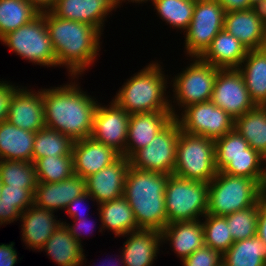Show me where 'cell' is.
<instances>
[{"label": "cell", "instance_id": "cell-26", "mask_svg": "<svg viewBox=\"0 0 266 266\" xmlns=\"http://www.w3.org/2000/svg\"><path fill=\"white\" fill-rule=\"evenodd\" d=\"M43 249L58 266H82L83 262L86 263L83 245L72 237L64 221L39 251Z\"/></svg>", "mask_w": 266, "mask_h": 266}, {"label": "cell", "instance_id": "cell-5", "mask_svg": "<svg viewBox=\"0 0 266 266\" xmlns=\"http://www.w3.org/2000/svg\"><path fill=\"white\" fill-rule=\"evenodd\" d=\"M260 200L254 179L217 172L208 183L207 214L225 216L254 206Z\"/></svg>", "mask_w": 266, "mask_h": 266}, {"label": "cell", "instance_id": "cell-55", "mask_svg": "<svg viewBox=\"0 0 266 266\" xmlns=\"http://www.w3.org/2000/svg\"><path fill=\"white\" fill-rule=\"evenodd\" d=\"M261 9L264 11V13L266 14V0L264 2V5L261 7Z\"/></svg>", "mask_w": 266, "mask_h": 266}, {"label": "cell", "instance_id": "cell-24", "mask_svg": "<svg viewBox=\"0 0 266 266\" xmlns=\"http://www.w3.org/2000/svg\"><path fill=\"white\" fill-rule=\"evenodd\" d=\"M161 237L182 261L204 245L203 224L201 220L172 222L161 231Z\"/></svg>", "mask_w": 266, "mask_h": 266}, {"label": "cell", "instance_id": "cell-53", "mask_svg": "<svg viewBox=\"0 0 266 266\" xmlns=\"http://www.w3.org/2000/svg\"><path fill=\"white\" fill-rule=\"evenodd\" d=\"M117 260H118V261H117L116 263H114L115 261L112 262V263H114V264H112V263L110 262V261H111V260H110V261H108L107 265H105V263H104V264L101 265V266H104V265H105V266H112V265H113V266H124V264H123L124 262H123L122 256L120 257V260H119V259H117ZM105 261H106V260H105ZM106 262H107V261H106ZM117 263H118V264H117ZM120 263H121V264H120ZM111 264H112V265H111Z\"/></svg>", "mask_w": 266, "mask_h": 266}, {"label": "cell", "instance_id": "cell-50", "mask_svg": "<svg viewBox=\"0 0 266 266\" xmlns=\"http://www.w3.org/2000/svg\"><path fill=\"white\" fill-rule=\"evenodd\" d=\"M259 194L260 199L266 201V157L263 158L262 175L259 181Z\"/></svg>", "mask_w": 266, "mask_h": 266}, {"label": "cell", "instance_id": "cell-17", "mask_svg": "<svg viewBox=\"0 0 266 266\" xmlns=\"http://www.w3.org/2000/svg\"><path fill=\"white\" fill-rule=\"evenodd\" d=\"M118 7L117 0H57L50 12L63 19L90 24L102 33L105 18Z\"/></svg>", "mask_w": 266, "mask_h": 266}, {"label": "cell", "instance_id": "cell-18", "mask_svg": "<svg viewBox=\"0 0 266 266\" xmlns=\"http://www.w3.org/2000/svg\"><path fill=\"white\" fill-rule=\"evenodd\" d=\"M266 14L259 7L225 13L224 30L248 50L259 49L263 39Z\"/></svg>", "mask_w": 266, "mask_h": 266}, {"label": "cell", "instance_id": "cell-15", "mask_svg": "<svg viewBox=\"0 0 266 266\" xmlns=\"http://www.w3.org/2000/svg\"><path fill=\"white\" fill-rule=\"evenodd\" d=\"M7 121L31 132L46 127L42 89L36 92L27 87L18 88L10 101Z\"/></svg>", "mask_w": 266, "mask_h": 266}, {"label": "cell", "instance_id": "cell-36", "mask_svg": "<svg viewBox=\"0 0 266 266\" xmlns=\"http://www.w3.org/2000/svg\"><path fill=\"white\" fill-rule=\"evenodd\" d=\"M262 155L215 157L217 172L254 179L258 184L262 175Z\"/></svg>", "mask_w": 266, "mask_h": 266}, {"label": "cell", "instance_id": "cell-23", "mask_svg": "<svg viewBox=\"0 0 266 266\" xmlns=\"http://www.w3.org/2000/svg\"><path fill=\"white\" fill-rule=\"evenodd\" d=\"M53 211L35 206L34 204L22 212V240L32 250H40L57 227L63 223L56 220Z\"/></svg>", "mask_w": 266, "mask_h": 266}, {"label": "cell", "instance_id": "cell-8", "mask_svg": "<svg viewBox=\"0 0 266 266\" xmlns=\"http://www.w3.org/2000/svg\"><path fill=\"white\" fill-rule=\"evenodd\" d=\"M13 53L40 66L57 67L50 35L46 26V12L31 22L9 32L0 39Z\"/></svg>", "mask_w": 266, "mask_h": 266}, {"label": "cell", "instance_id": "cell-16", "mask_svg": "<svg viewBox=\"0 0 266 266\" xmlns=\"http://www.w3.org/2000/svg\"><path fill=\"white\" fill-rule=\"evenodd\" d=\"M129 168V159L121 155L111 165L85 178L86 192L97 205L123 196Z\"/></svg>", "mask_w": 266, "mask_h": 266}, {"label": "cell", "instance_id": "cell-22", "mask_svg": "<svg viewBox=\"0 0 266 266\" xmlns=\"http://www.w3.org/2000/svg\"><path fill=\"white\" fill-rule=\"evenodd\" d=\"M121 251L124 266H152L162 243L161 231L139 229L129 232Z\"/></svg>", "mask_w": 266, "mask_h": 266}, {"label": "cell", "instance_id": "cell-52", "mask_svg": "<svg viewBox=\"0 0 266 266\" xmlns=\"http://www.w3.org/2000/svg\"><path fill=\"white\" fill-rule=\"evenodd\" d=\"M253 7L261 8L264 5L265 0H249Z\"/></svg>", "mask_w": 266, "mask_h": 266}, {"label": "cell", "instance_id": "cell-56", "mask_svg": "<svg viewBox=\"0 0 266 266\" xmlns=\"http://www.w3.org/2000/svg\"><path fill=\"white\" fill-rule=\"evenodd\" d=\"M2 181H1V179H0V192H1V188H2ZM0 195H1V193H0Z\"/></svg>", "mask_w": 266, "mask_h": 266}, {"label": "cell", "instance_id": "cell-12", "mask_svg": "<svg viewBox=\"0 0 266 266\" xmlns=\"http://www.w3.org/2000/svg\"><path fill=\"white\" fill-rule=\"evenodd\" d=\"M181 113L175 119L188 134L215 140L234 129V119L212 101L189 105Z\"/></svg>", "mask_w": 266, "mask_h": 266}, {"label": "cell", "instance_id": "cell-35", "mask_svg": "<svg viewBox=\"0 0 266 266\" xmlns=\"http://www.w3.org/2000/svg\"><path fill=\"white\" fill-rule=\"evenodd\" d=\"M158 16L172 28L185 32L193 17L195 0H152Z\"/></svg>", "mask_w": 266, "mask_h": 266}, {"label": "cell", "instance_id": "cell-47", "mask_svg": "<svg viewBox=\"0 0 266 266\" xmlns=\"http://www.w3.org/2000/svg\"><path fill=\"white\" fill-rule=\"evenodd\" d=\"M257 236L263 240L266 245V201L259 200V216L257 223Z\"/></svg>", "mask_w": 266, "mask_h": 266}, {"label": "cell", "instance_id": "cell-57", "mask_svg": "<svg viewBox=\"0 0 266 266\" xmlns=\"http://www.w3.org/2000/svg\"><path fill=\"white\" fill-rule=\"evenodd\" d=\"M218 266H226V265L222 262Z\"/></svg>", "mask_w": 266, "mask_h": 266}, {"label": "cell", "instance_id": "cell-31", "mask_svg": "<svg viewBox=\"0 0 266 266\" xmlns=\"http://www.w3.org/2000/svg\"><path fill=\"white\" fill-rule=\"evenodd\" d=\"M226 266H266V245L257 235L234 242L222 255Z\"/></svg>", "mask_w": 266, "mask_h": 266}, {"label": "cell", "instance_id": "cell-41", "mask_svg": "<svg viewBox=\"0 0 266 266\" xmlns=\"http://www.w3.org/2000/svg\"><path fill=\"white\" fill-rule=\"evenodd\" d=\"M215 141V157H239L261 155L251 148L245 138L235 129Z\"/></svg>", "mask_w": 266, "mask_h": 266}, {"label": "cell", "instance_id": "cell-6", "mask_svg": "<svg viewBox=\"0 0 266 266\" xmlns=\"http://www.w3.org/2000/svg\"><path fill=\"white\" fill-rule=\"evenodd\" d=\"M214 152V139L180 130L172 175L209 183L217 174Z\"/></svg>", "mask_w": 266, "mask_h": 266}, {"label": "cell", "instance_id": "cell-33", "mask_svg": "<svg viewBox=\"0 0 266 266\" xmlns=\"http://www.w3.org/2000/svg\"><path fill=\"white\" fill-rule=\"evenodd\" d=\"M74 141L65 134L44 127L35 132L32 163L37 159L65 156L72 153Z\"/></svg>", "mask_w": 266, "mask_h": 266}, {"label": "cell", "instance_id": "cell-38", "mask_svg": "<svg viewBox=\"0 0 266 266\" xmlns=\"http://www.w3.org/2000/svg\"><path fill=\"white\" fill-rule=\"evenodd\" d=\"M0 179L10 187H26L33 193L37 186L34 163L15 160L0 161Z\"/></svg>", "mask_w": 266, "mask_h": 266}, {"label": "cell", "instance_id": "cell-30", "mask_svg": "<svg viewBox=\"0 0 266 266\" xmlns=\"http://www.w3.org/2000/svg\"><path fill=\"white\" fill-rule=\"evenodd\" d=\"M234 129L249 146L266 157V106H256L234 120Z\"/></svg>", "mask_w": 266, "mask_h": 266}, {"label": "cell", "instance_id": "cell-29", "mask_svg": "<svg viewBox=\"0 0 266 266\" xmlns=\"http://www.w3.org/2000/svg\"><path fill=\"white\" fill-rule=\"evenodd\" d=\"M238 70L255 105L266 106V54L260 49L249 50Z\"/></svg>", "mask_w": 266, "mask_h": 266}, {"label": "cell", "instance_id": "cell-43", "mask_svg": "<svg viewBox=\"0 0 266 266\" xmlns=\"http://www.w3.org/2000/svg\"><path fill=\"white\" fill-rule=\"evenodd\" d=\"M18 88L7 81H0V123L7 121L10 101Z\"/></svg>", "mask_w": 266, "mask_h": 266}, {"label": "cell", "instance_id": "cell-45", "mask_svg": "<svg viewBox=\"0 0 266 266\" xmlns=\"http://www.w3.org/2000/svg\"><path fill=\"white\" fill-rule=\"evenodd\" d=\"M14 242L0 245V266H14L17 263V252Z\"/></svg>", "mask_w": 266, "mask_h": 266}, {"label": "cell", "instance_id": "cell-14", "mask_svg": "<svg viewBox=\"0 0 266 266\" xmlns=\"http://www.w3.org/2000/svg\"><path fill=\"white\" fill-rule=\"evenodd\" d=\"M111 104H98L93 122L91 137L124 156L130 114L113 100Z\"/></svg>", "mask_w": 266, "mask_h": 266}, {"label": "cell", "instance_id": "cell-46", "mask_svg": "<svg viewBox=\"0 0 266 266\" xmlns=\"http://www.w3.org/2000/svg\"><path fill=\"white\" fill-rule=\"evenodd\" d=\"M86 199H90V200L94 201V199L87 192H85V193L81 194L80 196H78L77 198H74L67 205L65 210H66V213L69 215V218H72V217H83L85 215V214H83V216H81L82 212H79V211H80V205L82 204V202L84 203V201ZM82 210H84V209H82Z\"/></svg>", "mask_w": 266, "mask_h": 266}, {"label": "cell", "instance_id": "cell-34", "mask_svg": "<svg viewBox=\"0 0 266 266\" xmlns=\"http://www.w3.org/2000/svg\"><path fill=\"white\" fill-rule=\"evenodd\" d=\"M39 14L27 0H0V39Z\"/></svg>", "mask_w": 266, "mask_h": 266}, {"label": "cell", "instance_id": "cell-3", "mask_svg": "<svg viewBox=\"0 0 266 266\" xmlns=\"http://www.w3.org/2000/svg\"><path fill=\"white\" fill-rule=\"evenodd\" d=\"M169 176L130 166L123 196L131 206L140 229L162 231L167 225L164 194Z\"/></svg>", "mask_w": 266, "mask_h": 266}, {"label": "cell", "instance_id": "cell-48", "mask_svg": "<svg viewBox=\"0 0 266 266\" xmlns=\"http://www.w3.org/2000/svg\"><path fill=\"white\" fill-rule=\"evenodd\" d=\"M225 12L252 8L249 0H217Z\"/></svg>", "mask_w": 266, "mask_h": 266}, {"label": "cell", "instance_id": "cell-11", "mask_svg": "<svg viewBox=\"0 0 266 266\" xmlns=\"http://www.w3.org/2000/svg\"><path fill=\"white\" fill-rule=\"evenodd\" d=\"M180 130L179 123L174 118L146 147L129 158L130 166L143 171L172 175Z\"/></svg>", "mask_w": 266, "mask_h": 266}, {"label": "cell", "instance_id": "cell-27", "mask_svg": "<svg viewBox=\"0 0 266 266\" xmlns=\"http://www.w3.org/2000/svg\"><path fill=\"white\" fill-rule=\"evenodd\" d=\"M35 132L18 128L8 121L0 123V161L32 162Z\"/></svg>", "mask_w": 266, "mask_h": 266}, {"label": "cell", "instance_id": "cell-44", "mask_svg": "<svg viewBox=\"0 0 266 266\" xmlns=\"http://www.w3.org/2000/svg\"><path fill=\"white\" fill-rule=\"evenodd\" d=\"M74 220H73V222H74V224H72V225H70V224H67L66 222L64 223L65 224V226L68 228V230H69V232H70V234L72 235V237L77 241V242H79L80 244L82 243L81 241V236H82V233H81V231H83V232H87V231H89V230H92L93 231V227H94V225H93V223H92V225H91V223H88V220H87V218L85 219V217L83 218V217H72ZM93 226V227H92ZM90 228V229H89ZM81 230V231H80ZM92 231L89 233V234H91L92 233ZM85 232V233H86ZM84 234V233H83ZM87 236V235H86Z\"/></svg>", "mask_w": 266, "mask_h": 266}, {"label": "cell", "instance_id": "cell-19", "mask_svg": "<svg viewBox=\"0 0 266 266\" xmlns=\"http://www.w3.org/2000/svg\"><path fill=\"white\" fill-rule=\"evenodd\" d=\"M173 119L172 113L166 111L131 114L124 156L129 159L136 151L146 147Z\"/></svg>", "mask_w": 266, "mask_h": 266}, {"label": "cell", "instance_id": "cell-9", "mask_svg": "<svg viewBox=\"0 0 266 266\" xmlns=\"http://www.w3.org/2000/svg\"><path fill=\"white\" fill-rule=\"evenodd\" d=\"M225 10L217 0H195L193 17L185 31L187 57H200L223 30Z\"/></svg>", "mask_w": 266, "mask_h": 266}, {"label": "cell", "instance_id": "cell-32", "mask_svg": "<svg viewBox=\"0 0 266 266\" xmlns=\"http://www.w3.org/2000/svg\"><path fill=\"white\" fill-rule=\"evenodd\" d=\"M0 195V225L20 219L22 212L33 205V192L26 187L2 185Z\"/></svg>", "mask_w": 266, "mask_h": 266}, {"label": "cell", "instance_id": "cell-25", "mask_svg": "<svg viewBox=\"0 0 266 266\" xmlns=\"http://www.w3.org/2000/svg\"><path fill=\"white\" fill-rule=\"evenodd\" d=\"M248 51L246 46L223 29L199 58L219 69H238Z\"/></svg>", "mask_w": 266, "mask_h": 266}, {"label": "cell", "instance_id": "cell-39", "mask_svg": "<svg viewBox=\"0 0 266 266\" xmlns=\"http://www.w3.org/2000/svg\"><path fill=\"white\" fill-rule=\"evenodd\" d=\"M203 220L204 245L219 251L222 255L234 243L225 216L206 214Z\"/></svg>", "mask_w": 266, "mask_h": 266}, {"label": "cell", "instance_id": "cell-40", "mask_svg": "<svg viewBox=\"0 0 266 266\" xmlns=\"http://www.w3.org/2000/svg\"><path fill=\"white\" fill-rule=\"evenodd\" d=\"M259 201L245 210L226 215V221L234 242L257 235Z\"/></svg>", "mask_w": 266, "mask_h": 266}, {"label": "cell", "instance_id": "cell-51", "mask_svg": "<svg viewBox=\"0 0 266 266\" xmlns=\"http://www.w3.org/2000/svg\"><path fill=\"white\" fill-rule=\"evenodd\" d=\"M264 54H266V21H265V25H264V32H263V39H262V43L261 46L259 48Z\"/></svg>", "mask_w": 266, "mask_h": 266}, {"label": "cell", "instance_id": "cell-1", "mask_svg": "<svg viewBox=\"0 0 266 266\" xmlns=\"http://www.w3.org/2000/svg\"><path fill=\"white\" fill-rule=\"evenodd\" d=\"M42 93L47 128L65 134L73 141L91 137L99 104L96 98L82 91L75 80L60 87L42 89Z\"/></svg>", "mask_w": 266, "mask_h": 266}, {"label": "cell", "instance_id": "cell-10", "mask_svg": "<svg viewBox=\"0 0 266 266\" xmlns=\"http://www.w3.org/2000/svg\"><path fill=\"white\" fill-rule=\"evenodd\" d=\"M192 63L173 78V103L179 108L211 101L214 82L219 68L193 57ZM176 100V101H175Z\"/></svg>", "mask_w": 266, "mask_h": 266}, {"label": "cell", "instance_id": "cell-49", "mask_svg": "<svg viewBox=\"0 0 266 266\" xmlns=\"http://www.w3.org/2000/svg\"><path fill=\"white\" fill-rule=\"evenodd\" d=\"M39 13L50 11L57 0H27Z\"/></svg>", "mask_w": 266, "mask_h": 266}, {"label": "cell", "instance_id": "cell-37", "mask_svg": "<svg viewBox=\"0 0 266 266\" xmlns=\"http://www.w3.org/2000/svg\"><path fill=\"white\" fill-rule=\"evenodd\" d=\"M37 182L57 183L74 175L73 154L48 156L34 162Z\"/></svg>", "mask_w": 266, "mask_h": 266}, {"label": "cell", "instance_id": "cell-54", "mask_svg": "<svg viewBox=\"0 0 266 266\" xmlns=\"http://www.w3.org/2000/svg\"><path fill=\"white\" fill-rule=\"evenodd\" d=\"M118 1V4H119V6L120 5H122L121 3L124 1H126V0H117ZM128 2H132V3H138V4H140V3H145V2H147V1H152V0H127Z\"/></svg>", "mask_w": 266, "mask_h": 266}, {"label": "cell", "instance_id": "cell-28", "mask_svg": "<svg viewBox=\"0 0 266 266\" xmlns=\"http://www.w3.org/2000/svg\"><path fill=\"white\" fill-rule=\"evenodd\" d=\"M98 207L101 222L100 232L108 229L115 234V237H120V235L122 237L129 232L140 229L134 212L124 196L100 203Z\"/></svg>", "mask_w": 266, "mask_h": 266}, {"label": "cell", "instance_id": "cell-42", "mask_svg": "<svg viewBox=\"0 0 266 266\" xmlns=\"http://www.w3.org/2000/svg\"><path fill=\"white\" fill-rule=\"evenodd\" d=\"M183 266H218L222 263V254L209 246L203 245L182 260Z\"/></svg>", "mask_w": 266, "mask_h": 266}, {"label": "cell", "instance_id": "cell-13", "mask_svg": "<svg viewBox=\"0 0 266 266\" xmlns=\"http://www.w3.org/2000/svg\"><path fill=\"white\" fill-rule=\"evenodd\" d=\"M211 101L234 120L256 107L250 98L243 75L238 69H220Z\"/></svg>", "mask_w": 266, "mask_h": 266}, {"label": "cell", "instance_id": "cell-4", "mask_svg": "<svg viewBox=\"0 0 266 266\" xmlns=\"http://www.w3.org/2000/svg\"><path fill=\"white\" fill-rule=\"evenodd\" d=\"M162 70L158 62L152 61L127 79L113 101L130 115L166 111L171 112L175 118L177 112L172 101L167 98L168 81Z\"/></svg>", "mask_w": 266, "mask_h": 266}, {"label": "cell", "instance_id": "cell-20", "mask_svg": "<svg viewBox=\"0 0 266 266\" xmlns=\"http://www.w3.org/2000/svg\"><path fill=\"white\" fill-rule=\"evenodd\" d=\"M72 154L74 174L83 179L111 165L121 156L113 148L92 137L74 141Z\"/></svg>", "mask_w": 266, "mask_h": 266}, {"label": "cell", "instance_id": "cell-7", "mask_svg": "<svg viewBox=\"0 0 266 266\" xmlns=\"http://www.w3.org/2000/svg\"><path fill=\"white\" fill-rule=\"evenodd\" d=\"M164 195L167 224L200 220L207 214L208 183L170 175Z\"/></svg>", "mask_w": 266, "mask_h": 266}, {"label": "cell", "instance_id": "cell-2", "mask_svg": "<svg viewBox=\"0 0 266 266\" xmlns=\"http://www.w3.org/2000/svg\"><path fill=\"white\" fill-rule=\"evenodd\" d=\"M46 26L57 66H65L73 81L96 61L102 33L90 24L63 19L50 11L46 12Z\"/></svg>", "mask_w": 266, "mask_h": 266}, {"label": "cell", "instance_id": "cell-21", "mask_svg": "<svg viewBox=\"0 0 266 266\" xmlns=\"http://www.w3.org/2000/svg\"><path fill=\"white\" fill-rule=\"evenodd\" d=\"M86 192V180L73 175L57 183L37 182L33 204L48 211L65 210L74 199Z\"/></svg>", "mask_w": 266, "mask_h": 266}]
</instances>
